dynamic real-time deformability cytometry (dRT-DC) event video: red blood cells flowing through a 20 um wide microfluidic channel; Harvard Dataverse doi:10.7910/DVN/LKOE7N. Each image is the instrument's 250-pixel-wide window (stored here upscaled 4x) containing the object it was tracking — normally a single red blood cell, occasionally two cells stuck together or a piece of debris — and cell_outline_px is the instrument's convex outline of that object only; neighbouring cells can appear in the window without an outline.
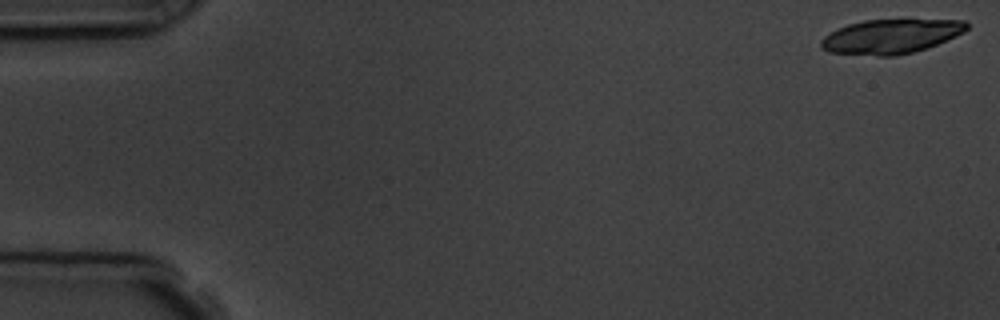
{"species": "common noctule bat (a hibernating species)", "species_latin": "Nyctalus noctula", "temperature_condition": "room temperature", "stored_images_in_passage": 7, "camera_frame_rate_fps": 3000, "um_per_image_px": 0.085, "animal": {"sex": "male", "body_mass_g": 19.5, "forearm_length_mm": 54.6}, "frame": {"image": 1, "passage_image": 1, "time_ms": 0.0, "image_size_px": [1000, 320], "cell_outline_px": [[968, 28], [964, 32], [956, 36], [928, 48], [896, 56], [880, 56], [828, 52], [820, 44], [820, 40], [824, 36], [836, 28], [848, 24], [864, 20], [964, 20], [968, 24]], "centroid_in_image_um": [75.71, 3.1], "position_along_channel_um": 9.3, "area_um2": 29.13}}
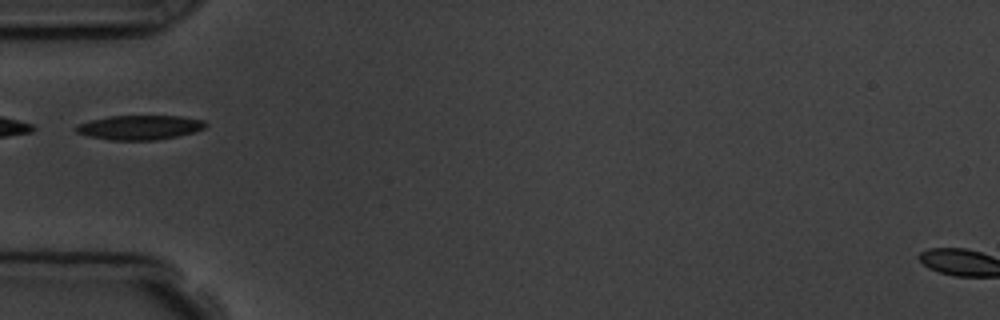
{"frame": {"image": 2, "passage_image": 6, "time_ms": 5.667, "image_size_px": [1000, 320], "cell_outline_px": [[208, 124], [204, 128], [196, 132], [156, 140], [112, 140], [88, 136], [76, 132], [76, 124], [108, 116], [180, 116], [204, 120]], "centroid_in_image_um": [11.9, 10.83], "position_along_channel_um": 73.1, "area_um2": 18.44}}